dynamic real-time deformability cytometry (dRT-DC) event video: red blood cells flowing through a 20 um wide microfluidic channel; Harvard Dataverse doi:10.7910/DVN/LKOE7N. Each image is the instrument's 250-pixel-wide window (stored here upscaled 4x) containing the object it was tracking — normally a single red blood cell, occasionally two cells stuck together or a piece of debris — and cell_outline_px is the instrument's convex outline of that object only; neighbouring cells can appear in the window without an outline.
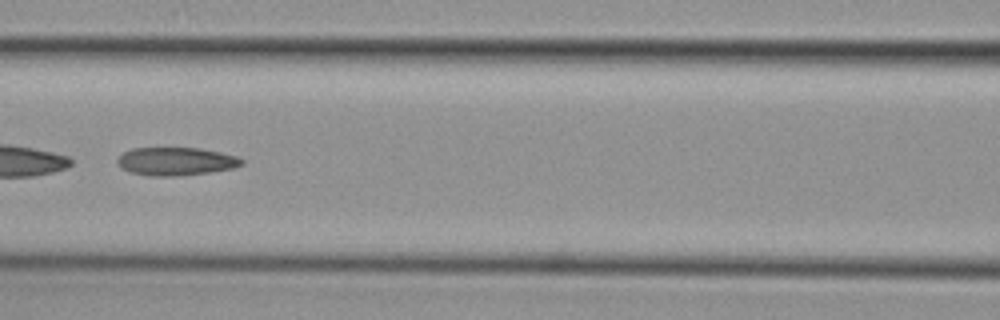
{"species": "common noctule bat (a hibernating species)", "species_latin": "Nyctalus noctula", "temperature_condition": "cold", "stored_images_in_passage": 8, "camera_frame_rate_fps": 3000, "um_per_image_px": 0.085, "animal": {"sex": "female", "body_mass_g": 29.2, "forearm_length_mm": 56.3}, "frame": {"image": 1, "passage_image": 6, "time_ms": 1.667, "image_size_px": [1000, 320], "cell_outline_px": [[244, 164], [232, 168], [208, 172], [176, 176], [148, 176], [128, 172], [120, 168], [116, 164], [116, 160], [124, 152], [132, 148], [200, 148], [220, 152], [236, 156], [244, 160]], "centroid_in_image_um": [14.9, 13.72], "position_along_channel_um": 151.7, "area_um2": 20.46}}
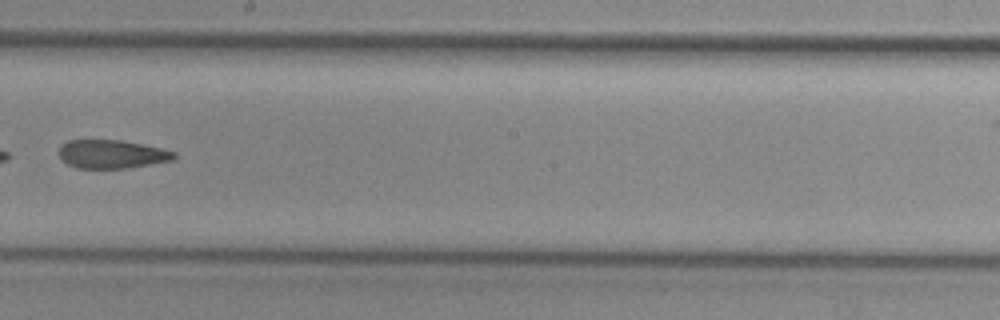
{"frame": {"image": 2, "passage_image": 8, "time_ms": 2.333, "image_size_px": [1000, 320], "cell_outline_px": [[176, 156], [172, 160], [124, 168], [76, 168], [60, 160], [56, 152], [60, 144], [68, 140], [120, 140], [160, 148], [176, 152]], "centroid_in_image_um": [9.39, 13.09], "position_along_channel_um": 238.8, "area_um2": 19.13}}